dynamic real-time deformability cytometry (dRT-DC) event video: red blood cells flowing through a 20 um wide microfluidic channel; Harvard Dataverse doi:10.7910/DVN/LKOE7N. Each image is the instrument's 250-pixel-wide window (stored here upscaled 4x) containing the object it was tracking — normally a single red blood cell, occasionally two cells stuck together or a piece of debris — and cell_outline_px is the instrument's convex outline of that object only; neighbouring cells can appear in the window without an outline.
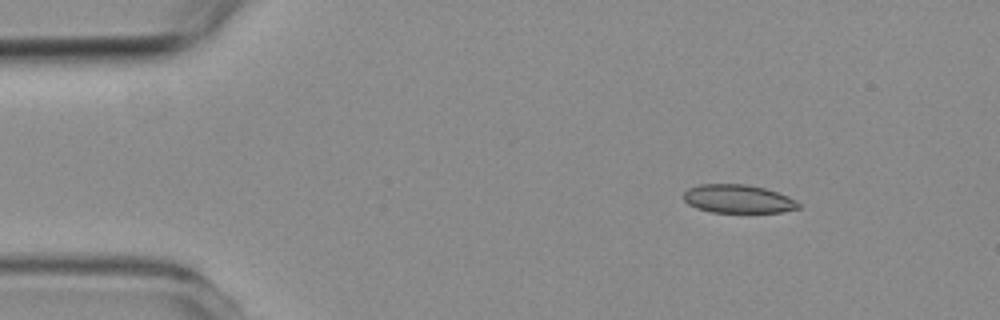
{"species": "common noctule bat (a hibernating species)", "species_latin": "Nyctalus noctula", "temperature_condition": "room temperature", "stored_images_in_passage": 4, "camera_frame_rate_fps": 3000, "um_per_image_px": 0.085, "animal": {"sex": "female", "body_mass_g": 19.3, "forearm_length_mm": 54.1}, "frame": {"image": 1, "passage_image": 2, "time_ms": 1.0, "image_size_px": [1000, 320], "cell_outline_px": [[800, 208], [780, 212], [712, 212], [696, 208], [688, 204], [684, 200], [684, 192], [688, 188], [700, 184], [748, 184], [764, 188], [788, 196], [796, 200], [800, 204]], "centroid_in_image_um": [62.73, 16.9], "position_along_channel_um": 22.3, "area_um2": 19.02}}